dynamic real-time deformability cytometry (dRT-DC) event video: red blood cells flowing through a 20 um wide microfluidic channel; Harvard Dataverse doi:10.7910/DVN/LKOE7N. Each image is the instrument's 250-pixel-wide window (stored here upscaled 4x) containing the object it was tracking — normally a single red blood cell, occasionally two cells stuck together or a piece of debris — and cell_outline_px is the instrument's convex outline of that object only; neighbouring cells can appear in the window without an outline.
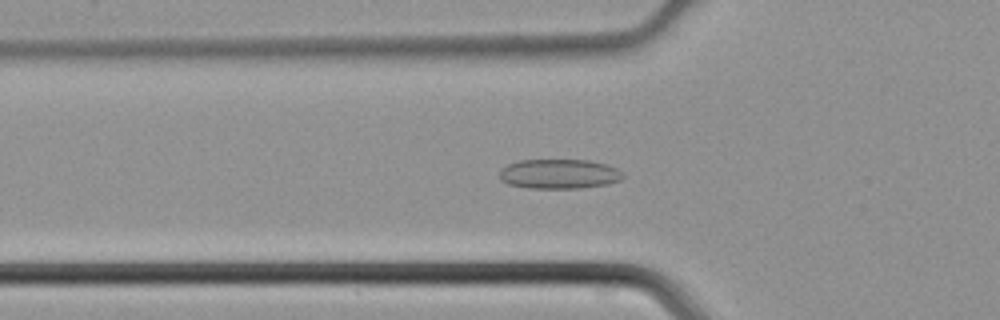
{"species": "common noctule bat (a hibernating species)", "species_latin": "Nyctalus noctula", "temperature_condition": "cold", "stored_images_in_passage": 41, "camera_frame_rate_fps": 3000, "um_per_image_px": 0.085, "animal": {"sex": "male", "body_mass_g": 21.5, "forearm_length_mm": 52.0}, "frame": {"image": 1, "passage_image": 11, "time_ms": 3.333, "image_size_px": [1000, 320], "cell_outline_px": [[624, 176], [620, 180], [608, 184], [580, 188], [528, 188], [508, 184], [500, 180], [500, 172], [508, 164], [520, 160], [588, 160], [608, 164], [624, 172]], "centroid_in_image_um": [47.56, 14.78], "position_along_channel_um": 78.2, "area_um2": 21.39}}
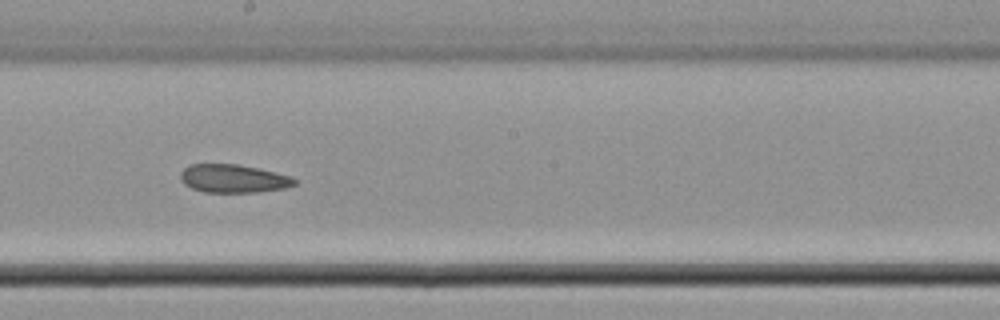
{"frame": {"image": 2, "passage_image": 21, "time_ms": 6.667, "image_size_px": [1000, 320], "cell_outline_px": [[296, 184], [284, 188], [256, 192], [204, 192], [192, 188], [184, 184], [180, 180], [180, 172], [188, 164], [236, 164], [276, 172], [288, 176], [296, 180]], "centroid_in_image_um": [19.78, 15.17], "position_along_channel_um": 228.4, "area_um2": 18.67}}
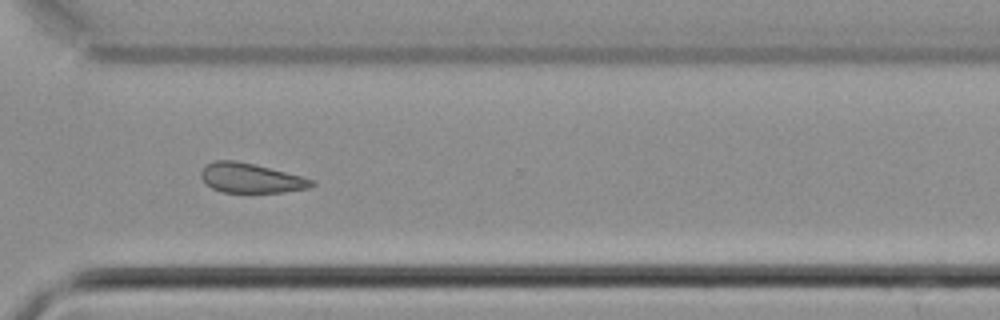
{"frame": {"image": 3, "passage_image": 29, "time_ms": 9.333, "image_size_px": [1000, 320], "cell_outline_px": [[316, 184], [308, 188], [284, 192], [224, 192], [212, 188], [204, 184], [200, 176], [200, 172], [212, 160], [236, 160], [300, 176], [312, 180]], "centroid_in_image_um": [21.26, 15.14], "position_along_channel_um": 349.3, "area_um2": 18.84}}